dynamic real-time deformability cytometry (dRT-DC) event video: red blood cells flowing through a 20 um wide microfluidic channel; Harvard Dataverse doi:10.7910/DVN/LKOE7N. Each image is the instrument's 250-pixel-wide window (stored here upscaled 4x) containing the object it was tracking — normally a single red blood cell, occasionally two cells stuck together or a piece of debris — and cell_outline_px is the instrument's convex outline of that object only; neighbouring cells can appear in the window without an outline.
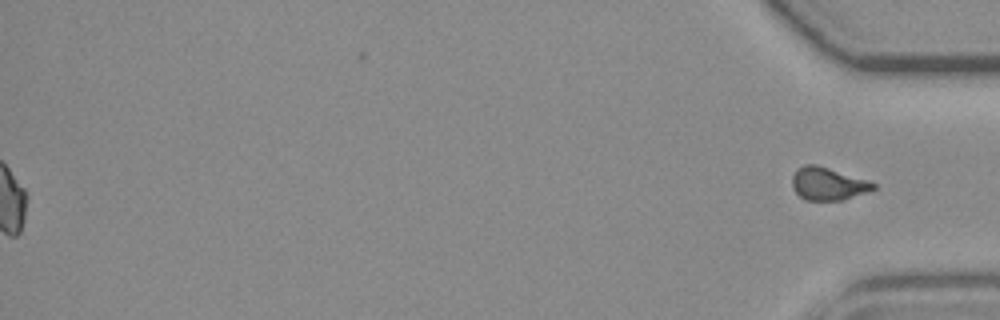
{"species": "common noctule bat (a hibernating species)", "species_latin": "Nyctalus noctula", "temperature_condition": "room temperature", "stored_images_in_passage": 40, "segment_of_instrument_passage": [2, 2], "camera_frame_rate_fps": 3000, "um_per_image_px": 0.085, "animal": {"sex": "female", "body_mass_g": 19.3, "forearm_length_mm": 54.1}, "frame": {"image": 1, "passage_image": 40, "time_ms": 13.0, "image_size_px": [1000, 320], "cell_outline_px": [[876, 188], [844, 200], [804, 200], [792, 188], [792, 176], [796, 168], [804, 164], [816, 164], [868, 180], [876, 184]], "centroid_in_image_um": [70.34, 15.61], "position_along_channel_um": 364.9, "area_um2": 15.55}}